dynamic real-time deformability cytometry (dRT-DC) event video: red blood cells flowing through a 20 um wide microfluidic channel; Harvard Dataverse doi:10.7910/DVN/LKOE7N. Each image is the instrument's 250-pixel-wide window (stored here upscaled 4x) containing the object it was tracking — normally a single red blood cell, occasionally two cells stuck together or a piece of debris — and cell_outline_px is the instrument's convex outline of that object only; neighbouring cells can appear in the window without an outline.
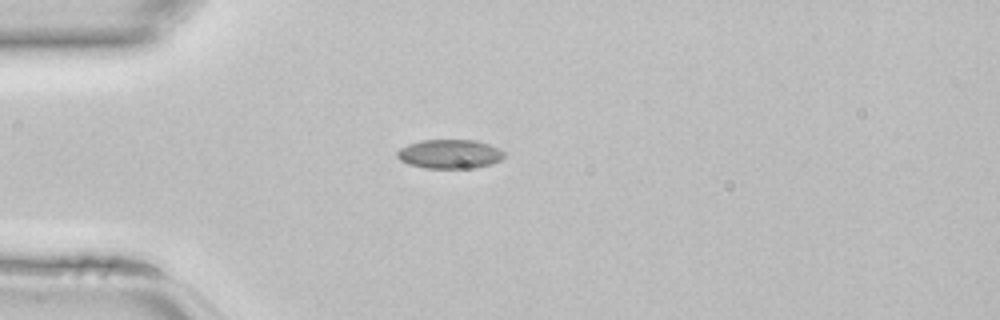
{"species": "common noctule bat (a hibernating species)", "species_latin": "Nyctalus noctula", "temperature_condition": "room temperature", "stored_images_in_passage": 37, "camera_frame_rate_fps": 3000, "um_per_image_px": 0.085, "animal": {"sex": "female", "body_mass_g": 22.7, "forearm_length_mm": 54.2}, "frame": {"image": 1, "passage_image": 4, "time_ms": 1.0, "image_size_px": [1000, 320], "cell_outline_px": [[504, 156], [500, 160], [488, 164], [472, 168], [424, 168], [408, 164], [400, 160], [396, 156], [396, 152], [400, 148], [408, 144], [420, 140], [472, 140], [488, 144], [500, 148], [504, 152]], "centroid_in_image_um": [38.18, 13.09], "position_along_channel_um": 46.8, "area_um2": 18.09}}
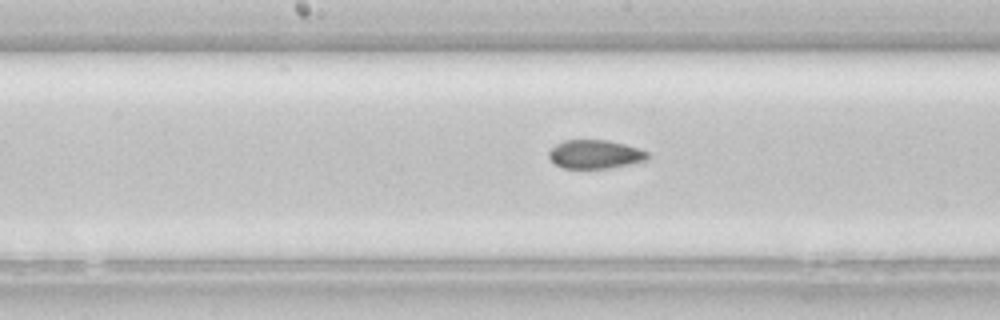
{"frame": {"image": 2, "passage_image": 15, "time_ms": 4.667, "image_size_px": [1000, 320], "cell_outline_px": [[648, 160], [608, 168], [564, 168], [556, 164], [548, 156], [548, 152], [556, 144], [564, 140], [608, 140], [640, 148], [648, 152]], "centroid_in_image_um": [50.59, 13.1], "position_along_channel_um": 197.6, "area_um2": 16.42}}
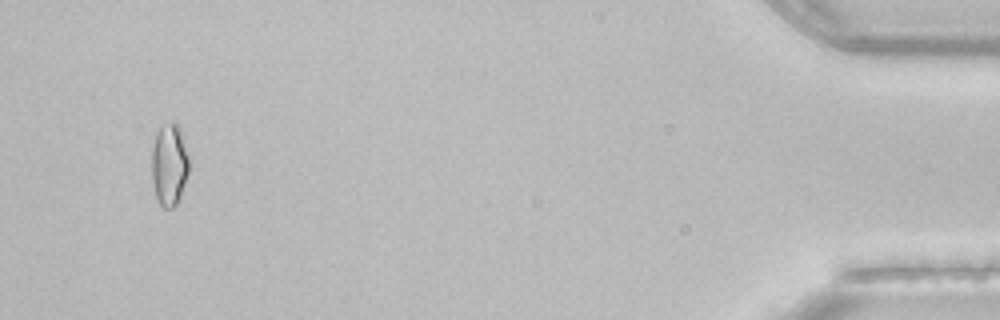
{"frame": {"image": 3, "passage_image": 35, "time_ms": 11.333, "image_size_px": [1000, 320], "cell_outline_px": [[188, 172], [180, 196], [176, 204], [172, 208], [164, 208], [160, 204], [156, 196], [152, 184], [152, 148], [156, 132], [164, 124], [172, 120], [180, 128], [188, 156]], "centroid_in_image_um": [14.37, 13.98], "position_along_channel_um": 420.8, "area_um2": 17.74}}